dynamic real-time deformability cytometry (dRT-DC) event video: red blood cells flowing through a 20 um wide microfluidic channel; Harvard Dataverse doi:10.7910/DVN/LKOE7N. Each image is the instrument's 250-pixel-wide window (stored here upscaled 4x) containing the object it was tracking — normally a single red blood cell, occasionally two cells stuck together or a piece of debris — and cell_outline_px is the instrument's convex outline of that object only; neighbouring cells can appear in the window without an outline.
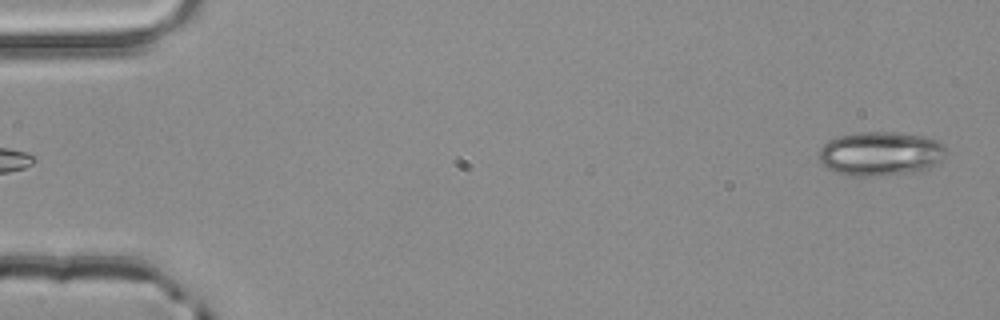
{"species": "common noctule bat (a hibernating species)", "species_latin": "Nyctalus noctula", "temperature_condition": "room temperature", "stored_images_in_passage": 4, "segment_of_instrument_passage": [2, 2], "camera_frame_rate_fps": 3000, "um_per_image_px": 0.085, "animal": {"sex": "male", "body_mass_g": 20.4}, "frame": {"image": 1, "passage_image": 4, "time_ms": 1.0, "image_size_px": [1000, 320], "cell_outline_px": [[948, 148], [940, 160], [928, 168], [916, 172], [884, 176], [844, 176], [824, 168], [820, 160], [820, 148], [828, 140], [840, 136], [856, 132], [892, 132], [924, 136], [936, 140], [944, 144]], "centroid_in_image_um": [74.82, 13.08], "position_along_channel_um": 10.2, "area_um2": 33.06}}